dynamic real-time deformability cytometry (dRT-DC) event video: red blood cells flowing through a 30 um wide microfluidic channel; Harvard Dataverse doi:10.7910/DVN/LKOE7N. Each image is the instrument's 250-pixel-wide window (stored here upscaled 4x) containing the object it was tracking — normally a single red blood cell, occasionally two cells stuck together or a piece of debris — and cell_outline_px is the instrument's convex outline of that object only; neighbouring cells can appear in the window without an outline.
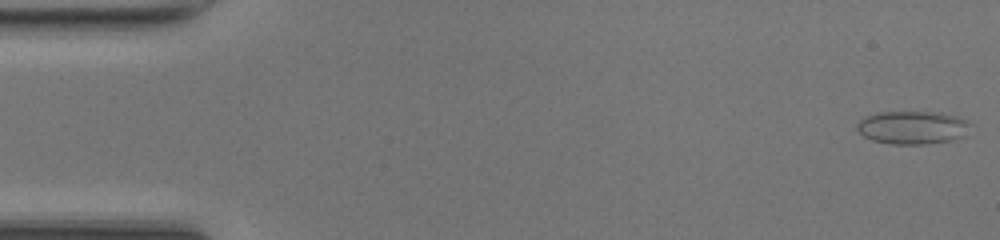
{"species": "common noctule bat (a hibernating species)", "species_latin": "Nyctalus noctula", "temperature_condition": "room temperature", "stored_images_in_passage": 48, "camera_frame_rate_fps": 3000, "um_per_image_px": 0.085, "animal": {"sex": "female", "body_mass_g": 17.0, "forearm_length_mm": 48.0}, "frame": {"image": 1, "passage_image": 1, "time_ms": 0.0, "image_size_px": [1000, 240], "cell_outline_px": [[972, 124], [960, 136], [952, 140], [924, 144], [892, 144], [872, 140], [864, 136], [856, 128], [856, 124], [860, 120], [868, 116], [880, 112], [940, 112], [956, 116], [968, 120]], "centroid_in_image_um": [77.55, 10.83], "position_along_channel_um": 7.4, "area_um2": 21.68}}
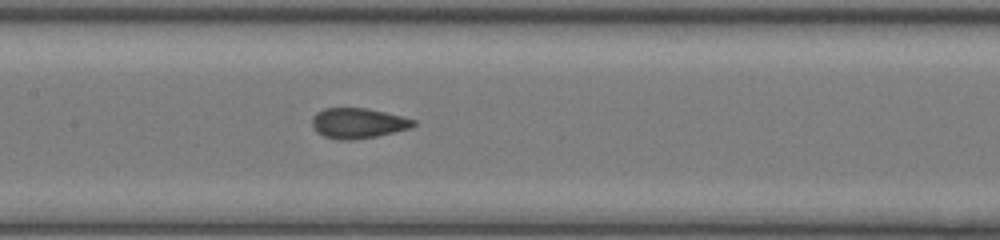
{"frame": {"image": 2, "passage_image": 23, "time_ms": 7.333, "image_size_px": [1000, 240], "cell_outline_px": [[416, 124], [412, 128], [376, 136], [356, 140], [340, 140], [324, 136], [316, 132], [312, 128], [312, 116], [316, 112], [324, 108], [368, 108], [416, 120]], "centroid_in_image_um": [30.4, 10.47], "position_along_channel_um": 177.0, "area_um2": 18.03}}
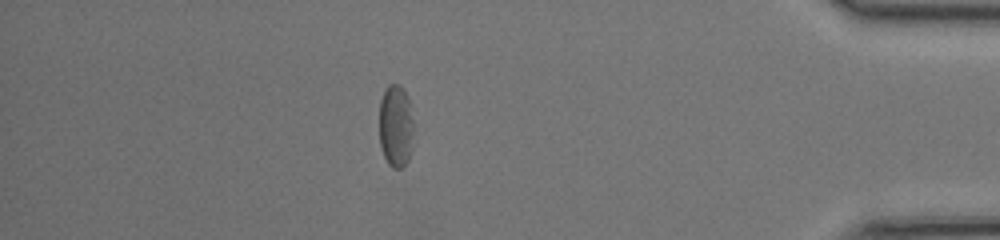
{"frame": {"image": 3, "passage_image": 42, "time_ms": 13.667, "image_size_px": [1000, 240], "cell_outline_px": [[412, 148], [408, 160], [400, 168], [392, 168], [388, 164], [380, 148], [380, 100], [388, 84], [396, 84], [408, 96], [412, 120]], "centroid_in_image_um": [33.63, 10.75], "position_along_channel_um": 401.6, "area_um2": 16.36}, "authors_computed_cell_mechanics": {"area_um2": 18.2648, "velocity_mm_per_s": 4.2713, "shape_relaxation_time_tau1_ms": 5.2013, "shape_relaxation_time_tau2_ms": 2.0609, "deformation_change_tau1": 0.1323, "deformation_change_tau2": 0.0553}}